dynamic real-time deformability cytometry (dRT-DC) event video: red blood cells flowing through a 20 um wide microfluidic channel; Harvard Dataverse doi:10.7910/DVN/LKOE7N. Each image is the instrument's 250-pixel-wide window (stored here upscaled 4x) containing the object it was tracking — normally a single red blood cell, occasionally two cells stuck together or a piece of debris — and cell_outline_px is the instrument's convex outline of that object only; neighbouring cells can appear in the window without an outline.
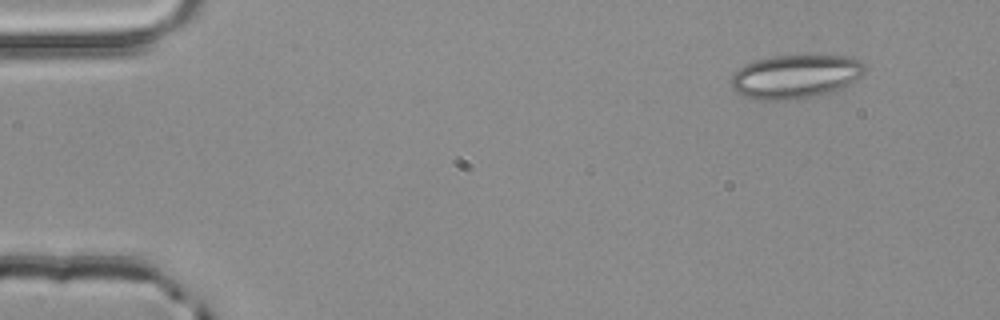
{"species": "common noctule bat (a hibernating species)", "species_latin": "Nyctalus noctula", "temperature_condition": "room temperature", "stored_images_in_passage": 2, "camera_frame_rate_fps": 3000, "um_per_image_px": 0.085, "animal": {"sex": "male", "body_mass_g": 20.4}, "frame": {"image": 1, "passage_image": 1, "time_ms": 0.0, "image_size_px": [1000, 320], "cell_outline_px": [[864, 72], [860, 76], [848, 84], [832, 92], [816, 96], [796, 100], [764, 100], [744, 96], [736, 92], [732, 88], [732, 76], [740, 68], [756, 60], [772, 56], [848, 56], [860, 60], [864, 64]], "centroid_in_image_um": [67.62, 6.52], "position_along_channel_um": 17.4, "area_um2": 33.76}}